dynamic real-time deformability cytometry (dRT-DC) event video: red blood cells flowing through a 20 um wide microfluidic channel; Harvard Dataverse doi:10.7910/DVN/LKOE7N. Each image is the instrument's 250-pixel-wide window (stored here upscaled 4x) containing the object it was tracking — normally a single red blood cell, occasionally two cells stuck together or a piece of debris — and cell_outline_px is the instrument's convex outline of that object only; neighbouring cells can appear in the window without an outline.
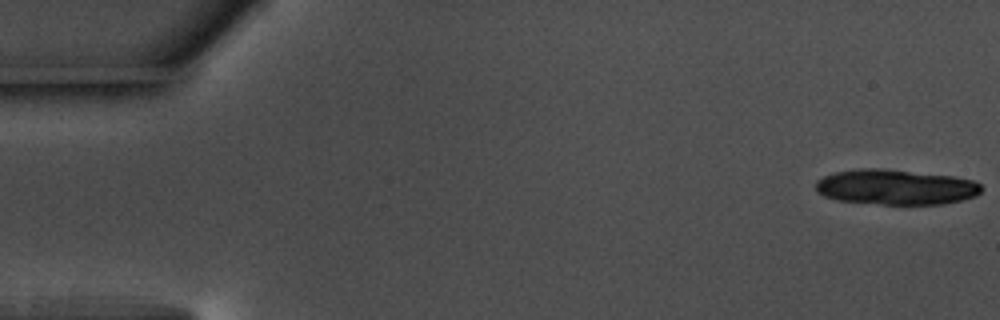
{"species": "common noctule bat (a hibernating species)", "species_latin": "Nyctalus noctula", "temperature_condition": "warm", "stored_images_in_passage": 10, "camera_frame_rate_fps": 3000, "um_per_image_px": 0.085, "animal": {"sex": "male", "body_mass_g": 17.5, "forearm_length_mm": 52.3}, "frame": {"image": 1, "passage_image": 1, "time_ms": 0.0, "image_size_px": [1000, 320], "cell_outline_px": [[980, 192], [976, 196], [944, 204], [880, 204], [840, 200], [824, 196], [816, 192], [816, 180], [824, 176], [836, 172], [860, 168], [884, 168], [952, 176], [972, 180], [980, 184]], "centroid_in_image_um": [76.11, 15.89], "position_along_channel_um": 8.9, "area_um2": 33.93}}